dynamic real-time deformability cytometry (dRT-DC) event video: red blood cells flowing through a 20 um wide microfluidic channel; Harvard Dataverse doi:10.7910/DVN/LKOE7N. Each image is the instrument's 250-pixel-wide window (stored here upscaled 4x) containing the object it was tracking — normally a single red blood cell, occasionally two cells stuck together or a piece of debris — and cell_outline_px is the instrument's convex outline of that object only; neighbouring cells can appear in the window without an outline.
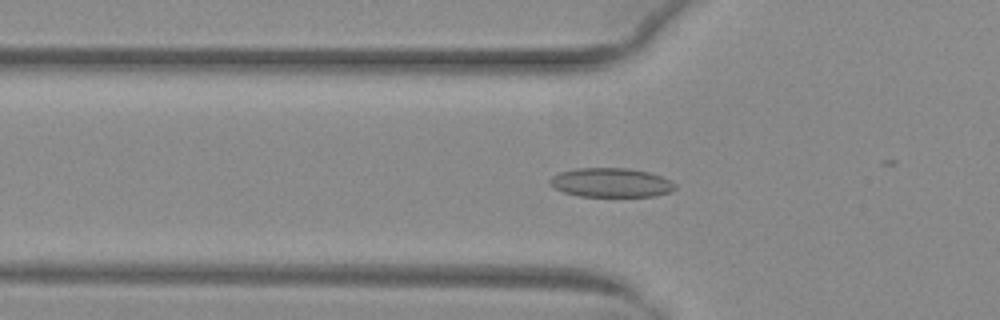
{"species": "common noctule bat (a hibernating species)", "species_latin": "Nyctalus noctula", "temperature_condition": "warm", "stored_images_in_passage": 31, "camera_frame_rate_fps": 3000, "um_per_image_px": 0.085, "animal": {"sex": "female", "body_mass_g": 29.2, "forearm_length_mm": 56.3}, "frame": {"image": 1, "passage_image": 18, "time_ms": 5.667, "image_size_px": [1000, 320], "cell_outline_px": [[676, 188], [668, 192], [656, 196], [580, 196], [564, 192], [552, 188], [548, 184], [548, 180], [552, 176], [560, 172], [576, 168], [628, 168], [648, 172], [660, 176], [676, 184]], "centroid_in_image_um": [51.88, 15.52], "position_along_channel_um": 73.9, "area_um2": 21.27}}
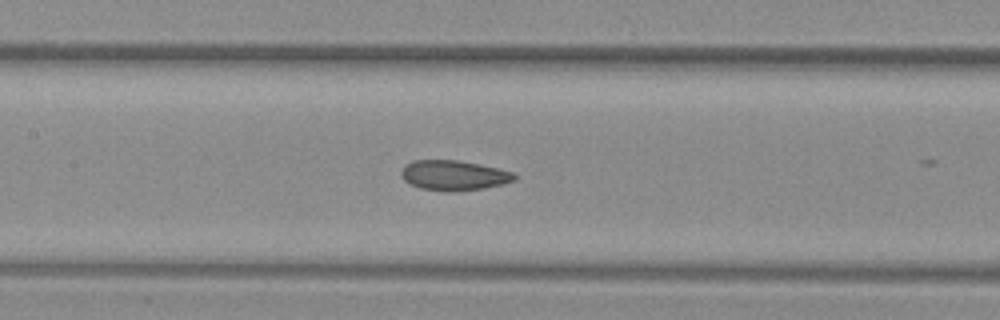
{"frame": {"image": 2, "passage_image": 25, "time_ms": 8.0, "image_size_px": [1000, 320], "cell_outline_px": [[516, 180], [504, 184], [484, 188], [420, 188], [408, 184], [400, 176], [400, 172], [404, 164], [412, 160], [456, 160], [480, 164], [516, 172]], "centroid_in_image_um": [38.57, 14.84], "position_along_channel_um": 168.8, "area_um2": 19.25}}
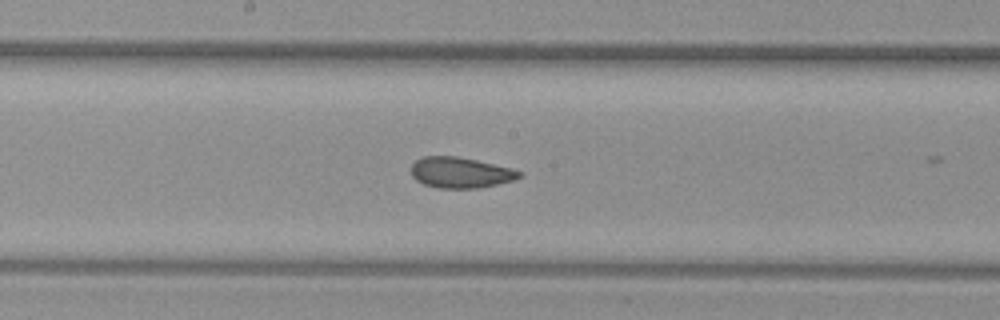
{"frame": {"image": 3, "passage_image": 28, "time_ms": 9.0, "image_size_px": [1000, 320], "cell_outline_px": [[524, 176], [512, 180], [496, 184], [476, 188], [436, 188], [424, 184], [416, 180], [412, 176], [412, 164], [416, 160], [424, 156], [456, 156], [476, 160], [512, 168], [524, 172]], "centroid_in_image_um": [39.15, 14.67], "position_along_channel_um": 209.0, "area_um2": 19.36}}